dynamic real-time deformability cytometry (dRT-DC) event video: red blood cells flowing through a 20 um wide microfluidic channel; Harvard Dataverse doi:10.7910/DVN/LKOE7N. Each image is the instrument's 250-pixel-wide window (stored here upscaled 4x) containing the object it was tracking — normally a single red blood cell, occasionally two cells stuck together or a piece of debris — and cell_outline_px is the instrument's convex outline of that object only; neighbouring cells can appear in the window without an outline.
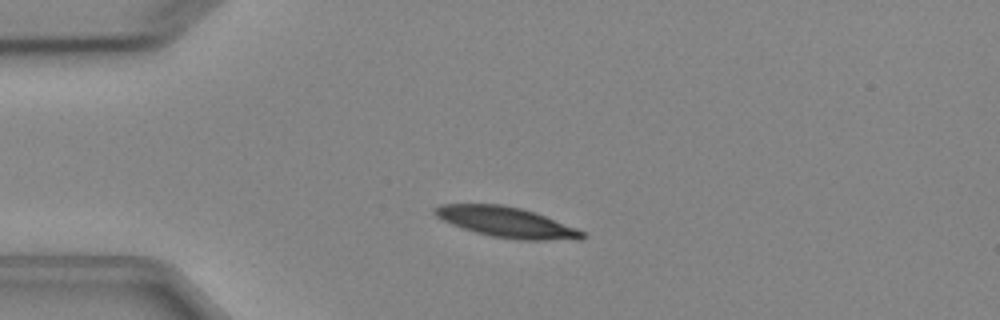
{"species": "Egyptian fruit bat (a non-hibernating species)", "species_latin": "Rousettus aegyptiacus", "temperature_condition": "cold", "stored_images_in_passage": 4, "camera_frame_rate_fps": 3000, "um_per_image_px": 0.085, "animal": {"sex": "female"}, "frame": {"image": 1, "passage_image": 3, "time_ms": 2.333, "image_size_px": [1000, 320], "cell_outline_px": [[588, 236], [580, 240], [516, 240], [492, 236], [476, 232], [452, 224], [436, 216], [432, 212], [432, 208], [440, 204], [504, 204], [536, 212], [576, 228], [584, 232]], "centroid_in_image_um": [43.08, 18.89], "position_along_channel_um": 41.9, "area_um2": 26.24}}